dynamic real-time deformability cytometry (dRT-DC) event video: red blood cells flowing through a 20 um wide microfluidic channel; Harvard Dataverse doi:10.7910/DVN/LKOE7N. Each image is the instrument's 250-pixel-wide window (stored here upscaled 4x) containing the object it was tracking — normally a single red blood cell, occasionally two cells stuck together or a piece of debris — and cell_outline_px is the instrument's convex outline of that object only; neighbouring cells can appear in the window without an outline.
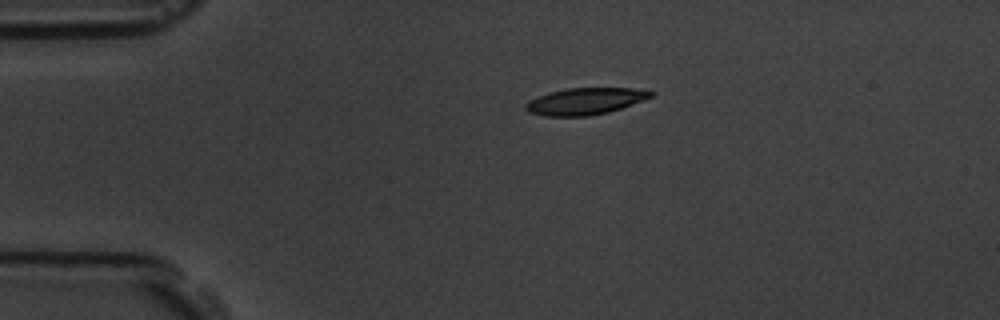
{"species": "common noctule bat (a hibernating species)", "species_latin": "Nyctalus noctula", "temperature_condition": "room temperature", "stored_images_in_passage": 2, "camera_frame_rate_fps": 3000, "um_per_image_px": 0.085, "animal": {"sex": "male", "body_mass_g": 19.5, "forearm_length_mm": 54.6}, "frame": {"image": 1, "passage_image": 1, "time_ms": 0.0, "image_size_px": [1000, 320], "cell_outline_px": [[656, 92], [652, 96], [644, 100], [608, 112], [588, 116], [544, 116], [528, 112], [524, 108], [524, 104], [528, 100], [552, 92], [568, 88], [632, 88]], "centroid_in_image_um": [49.72, 8.61], "position_along_channel_um": 35.3, "area_um2": 19.36}}